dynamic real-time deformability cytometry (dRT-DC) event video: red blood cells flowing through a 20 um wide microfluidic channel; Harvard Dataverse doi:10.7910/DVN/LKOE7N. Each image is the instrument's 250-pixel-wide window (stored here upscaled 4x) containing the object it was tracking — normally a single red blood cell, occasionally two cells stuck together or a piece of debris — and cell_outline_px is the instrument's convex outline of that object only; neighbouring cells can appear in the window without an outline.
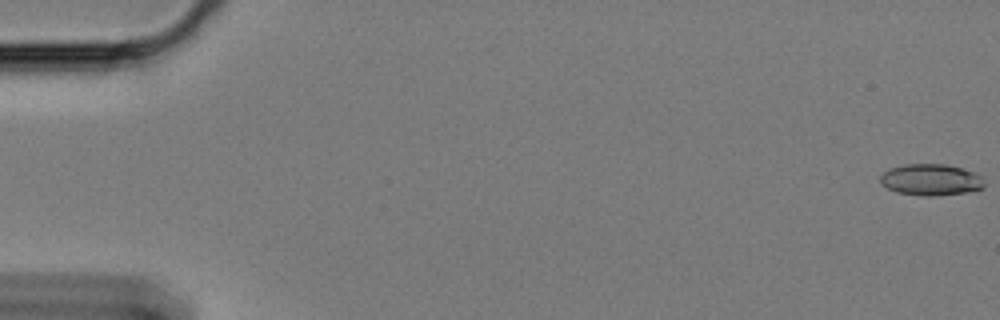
{"species": "Egyptian fruit bat (a non-hibernating species)", "species_latin": "Rousettus aegyptiacus", "temperature_condition": "cold", "stored_images_in_passage": 56, "camera_frame_rate_fps": 3000, "um_per_image_px": 0.085, "animal": {"sex": "female"}, "frame": {"image": 1, "passage_image": 1, "time_ms": 0.0, "image_size_px": [1000, 320], "cell_outline_px": [[984, 188], [964, 192], [928, 196], [924, 196], [896, 192], [880, 184], [880, 176], [888, 168], [904, 164], [944, 164], [976, 172], [980, 176], [984, 184]], "centroid_in_image_um": [79.08, 15.27], "position_along_channel_um": 5.9, "area_um2": 18.96}}
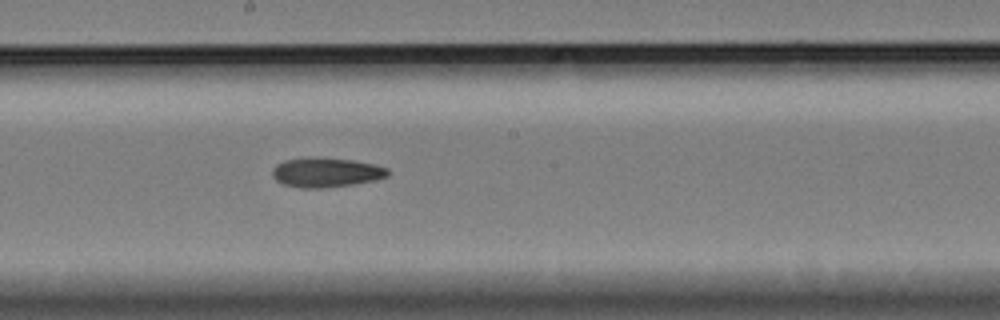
{"frame": {"image": 2, "passage_image": 34, "time_ms": 11.0, "image_size_px": [1000, 320], "cell_outline_px": [[388, 176], [376, 180], [352, 184], [320, 188], [300, 188], [284, 184], [276, 180], [272, 176], [272, 168], [276, 164], [284, 160], [308, 156], [312, 156], [352, 160], [376, 164], [388, 168]], "centroid_in_image_um": [27.69, 14.63], "position_along_channel_um": 220.5, "area_um2": 20.11}}
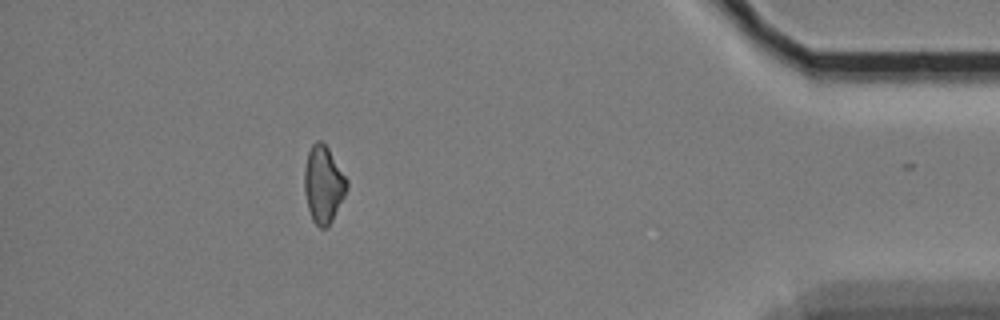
{"frame": {"image": 3, "passage_image": 55, "time_ms": 18.0, "image_size_px": [1000, 320], "cell_outline_px": [[348, 188], [328, 228], [320, 228], [312, 220], [308, 208], [304, 192], [304, 168], [308, 152], [312, 144], [316, 140], [320, 140], [328, 148], [348, 180]], "centroid_in_image_um": [27.48, 15.68], "position_along_channel_um": 407.7, "area_um2": 19.07}}